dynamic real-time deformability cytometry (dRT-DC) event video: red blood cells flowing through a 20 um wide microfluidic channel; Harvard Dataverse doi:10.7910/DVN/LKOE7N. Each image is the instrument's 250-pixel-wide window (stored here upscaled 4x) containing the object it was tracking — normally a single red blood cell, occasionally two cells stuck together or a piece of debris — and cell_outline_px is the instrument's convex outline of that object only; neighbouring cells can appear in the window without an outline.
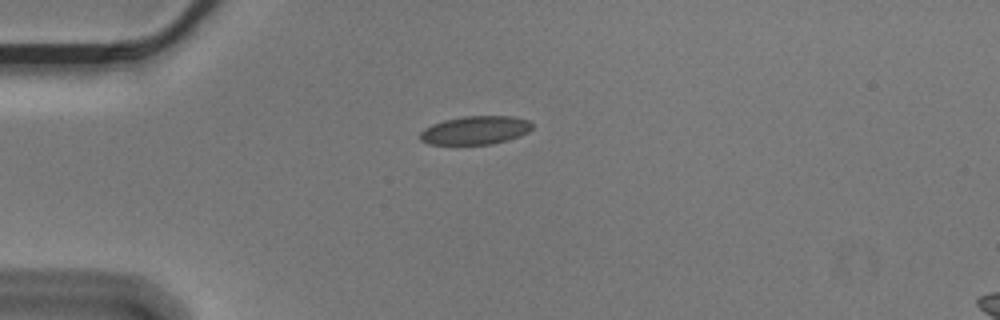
{"species": "Egyptian fruit bat (a non-hibernating species)", "species_latin": "Rousettus aegyptiacus", "temperature_condition": "cold", "stored_images_in_passage": 43, "camera_frame_rate_fps": 3000, "um_per_image_px": 0.085, "animal": {"sex": "male"}, "frame": {"image": 1, "passage_image": 1, "time_ms": 0.0, "image_size_px": [1000, 320], "cell_outline_px": [[532, 128], [528, 132], [520, 136], [508, 140], [492, 144], [428, 144], [420, 140], [420, 132], [424, 128], [432, 124], [444, 120], [464, 116], [512, 116], [528, 120], [532, 124]], "centroid_in_image_um": [40.4, 11.07], "position_along_channel_um": 44.6, "area_um2": 18.61}}
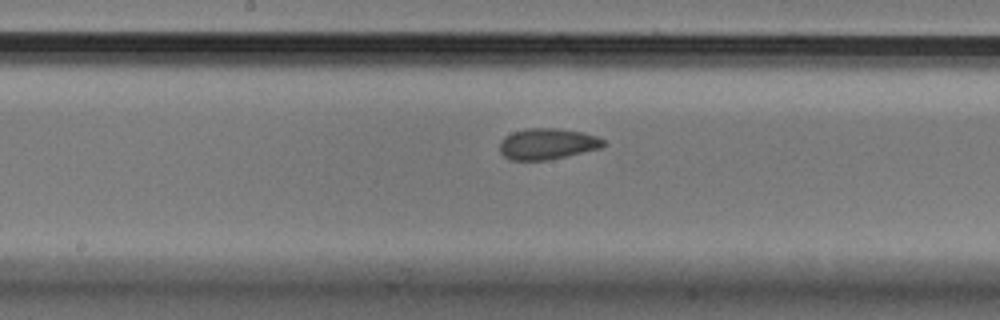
{"frame": {"image": 2, "passage_image": 16, "time_ms": 5.0, "image_size_px": [1000, 320], "cell_outline_px": [[608, 144], [600, 148], [548, 160], [508, 160], [500, 152], [500, 140], [504, 136], [512, 132], [528, 128], [556, 128], [584, 132], [596, 136], [604, 140]], "centroid_in_image_um": [46.51, 12.22], "position_along_channel_um": 201.7, "area_um2": 18.9}}
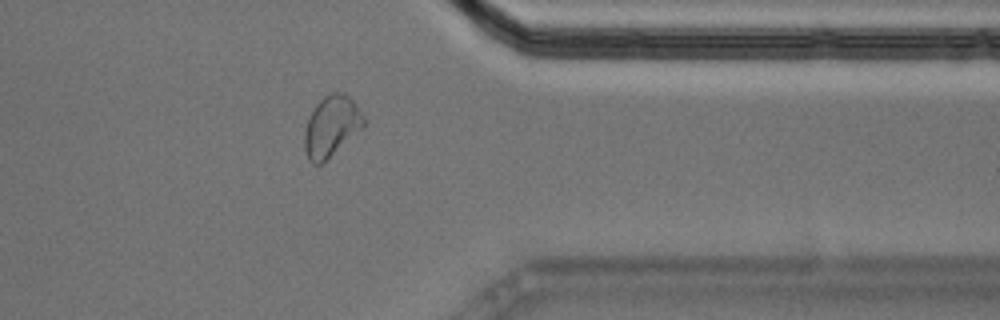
{"frame": {"image": 3, "passage_image": 32, "time_ms": 10.333, "image_size_px": [1000, 320], "cell_outline_px": [[364, 128], [324, 164], [312, 164], [308, 160], [304, 148], [304, 132], [308, 116], [316, 104], [324, 96], [332, 92], [344, 92], [352, 100], [364, 116]], "centroid_in_image_um": [28.16, 10.78], "position_along_channel_um": 383.2, "area_um2": 21.5}, "authors_computed_cell_mechanics": {"area_um2": 18.7272, "velocity_mm_per_s": 3.5611, "shape_relaxation_time_tau1_ms": 8.9545, "shape_relaxation_time_tau2_ms": 1.1839, "deformation_change_tau1": 0.1338, "deformation_change_tau2": 0.0473}}